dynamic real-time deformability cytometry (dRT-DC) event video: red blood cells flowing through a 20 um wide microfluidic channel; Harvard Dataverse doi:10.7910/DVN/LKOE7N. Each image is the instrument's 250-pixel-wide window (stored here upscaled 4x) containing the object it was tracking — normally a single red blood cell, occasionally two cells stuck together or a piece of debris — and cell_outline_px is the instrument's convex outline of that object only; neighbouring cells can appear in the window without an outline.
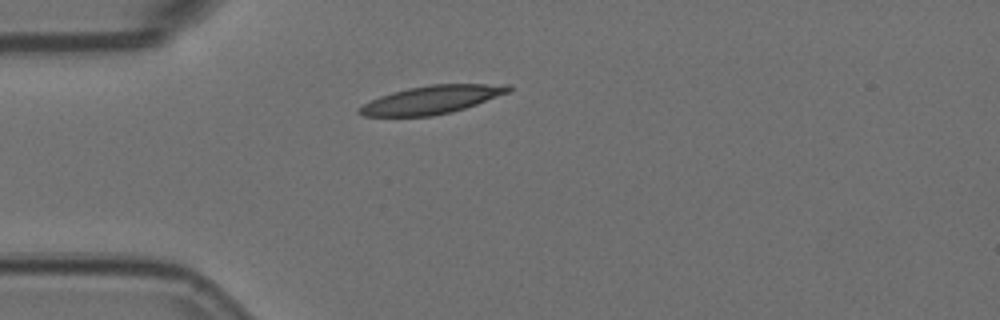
{"species": "Egyptian fruit bat (a non-hibernating species)", "species_latin": "Rousettus aegyptiacus", "temperature_condition": "room temperature", "stored_images_in_passage": 1, "camera_frame_rate_fps": 3000, "um_per_image_px": 0.085, "animal": {"sex": "female"}, "frame": {"image": 1, "passage_image": 1, "time_ms": 0.0, "image_size_px": [1000, 320], "cell_outline_px": [[512, 88], [508, 92], [476, 104], [452, 112], [432, 116], [364, 116], [356, 112], [356, 108], [380, 96], [392, 92], [408, 88], [428, 84], [512, 84]], "centroid_in_image_um": [36.67, 8.47], "position_along_channel_um": 48.3, "area_um2": 24.39}}